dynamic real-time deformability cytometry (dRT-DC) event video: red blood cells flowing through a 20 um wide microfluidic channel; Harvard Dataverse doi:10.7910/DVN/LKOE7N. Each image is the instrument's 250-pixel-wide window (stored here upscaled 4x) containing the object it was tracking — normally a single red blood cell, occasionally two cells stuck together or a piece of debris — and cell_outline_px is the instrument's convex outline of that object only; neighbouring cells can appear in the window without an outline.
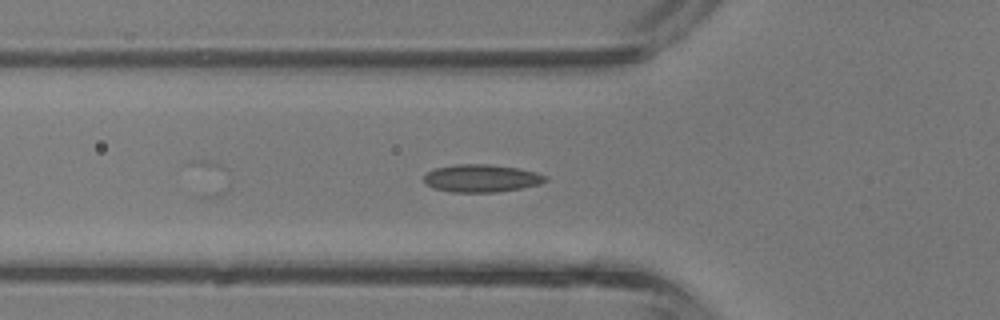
{"species": "common noctule bat (a hibernating species)", "species_latin": "Nyctalus noctula", "temperature_condition": "room temperature", "stored_images_in_passage": 4, "camera_frame_rate_fps": 3000, "um_per_image_px": 0.085, "animal": {"sex": "male", "body_mass_g": 13.3}, "frame": {"image": 1, "passage_image": 4, "time_ms": 1.0, "image_size_px": [1000, 320], "cell_outline_px": [[548, 180], [540, 184], [520, 188], [496, 192], [452, 192], [436, 188], [428, 184], [424, 180], [424, 176], [428, 172], [436, 168], [456, 164], [488, 164], [516, 168], [536, 172], [544, 176]], "centroid_in_image_um": [40.93, 15.15], "position_along_channel_um": 84.9, "area_um2": 19.25}}